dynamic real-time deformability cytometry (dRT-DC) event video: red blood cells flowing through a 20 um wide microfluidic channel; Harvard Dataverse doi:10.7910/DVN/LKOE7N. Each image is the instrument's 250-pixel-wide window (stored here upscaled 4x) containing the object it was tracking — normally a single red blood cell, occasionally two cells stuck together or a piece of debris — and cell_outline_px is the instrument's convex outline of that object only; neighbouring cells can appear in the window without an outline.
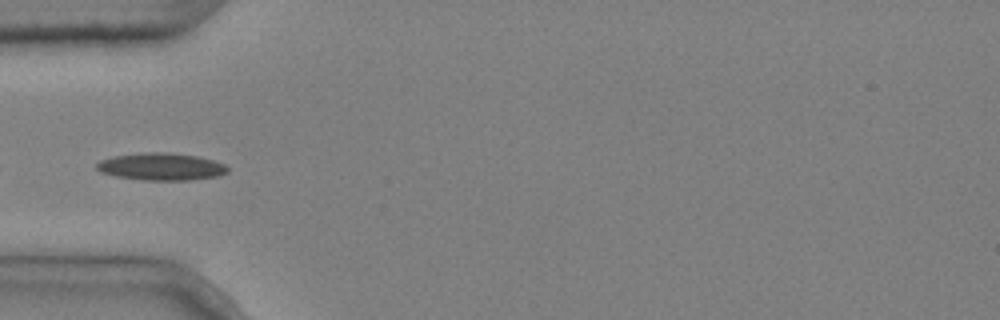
{"species": "common noctule bat (a hibernating species)", "species_latin": "Nyctalus noctula", "temperature_condition": "cold", "stored_images_in_passage": 7, "camera_frame_rate_fps": 3000, "um_per_image_px": 0.085, "animal": {"sex": "male", "body_mass_g": 20.4}, "frame": {"image": 1, "passage_image": 4, "time_ms": 1.0, "image_size_px": [1000, 320], "cell_outline_px": [[228, 172], [220, 176], [188, 180], [144, 180], [116, 176], [100, 172], [96, 168], [96, 164], [100, 160], [112, 156], [148, 152], [168, 152], [196, 156], [212, 160], [224, 164], [228, 168]], "centroid_in_image_um": [13.69, 14.16], "position_along_channel_um": 71.3, "area_um2": 20.81}}